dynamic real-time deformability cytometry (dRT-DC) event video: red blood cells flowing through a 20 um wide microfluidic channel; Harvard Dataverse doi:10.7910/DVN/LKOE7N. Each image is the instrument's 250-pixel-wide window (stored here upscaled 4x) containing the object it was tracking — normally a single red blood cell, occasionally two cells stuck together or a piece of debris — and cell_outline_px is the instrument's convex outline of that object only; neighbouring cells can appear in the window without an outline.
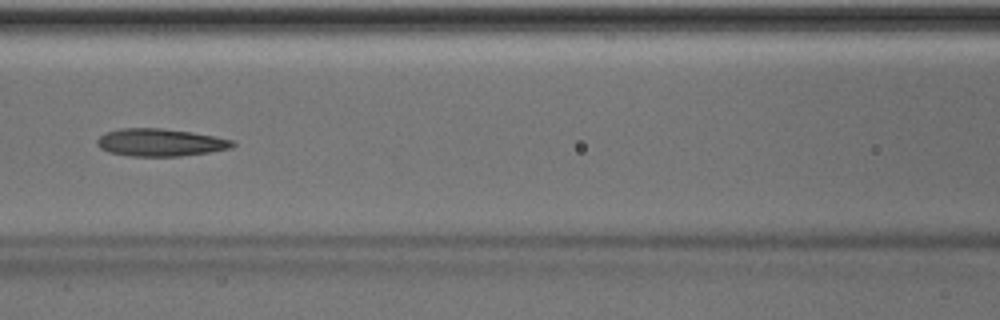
{"species": "Egyptian fruit bat (a non-hibernating species)", "species_latin": "Rousettus aegyptiacus", "temperature_condition": "room temperature", "stored_images_in_passage": 51, "camera_frame_rate_fps": 3000, "um_per_image_px": 0.085, "animal": {"sex": "male"}, "frame": {"image": 1, "passage_image": 22, "time_ms": 7.0, "image_size_px": [1000, 320], "cell_outline_px": [[236, 144], [232, 148], [208, 152], [180, 156], [132, 156], [108, 152], [100, 148], [96, 144], [96, 140], [104, 132], [120, 128], [160, 128], [192, 132], [216, 136], [232, 140]], "centroid_in_image_um": [13.6, 12.1], "position_along_channel_um": 153.0, "area_um2": 21.85}}
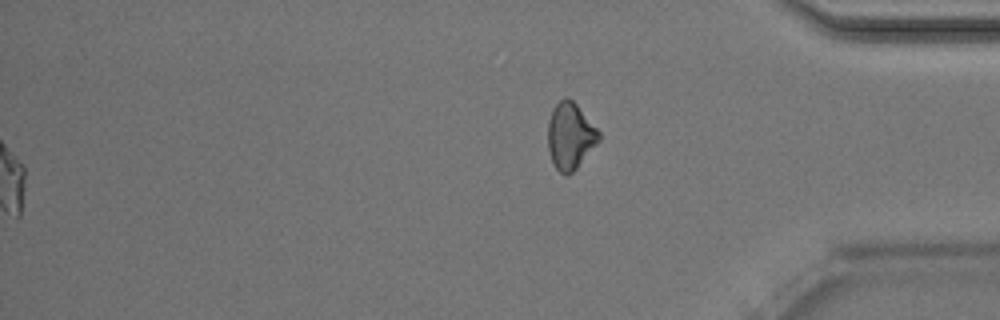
{"frame": {"image": 2, "passage_image": 51, "time_ms": 16.667, "image_size_px": [1000, 320], "cell_outline_px": [[600, 140], [576, 168], [568, 176], [564, 176], [556, 168], [548, 152], [548, 120], [552, 108], [564, 96], [568, 96], [576, 104], [600, 132]], "centroid_in_image_um": [48.45, 11.55], "position_along_channel_um": 386.8, "area_um2": 19.77}, "authors_computed_cell_mechanics": {"area_um2": 21.964, "velocity_mm_per_s": 4.0097, "shape_relaxation_time_tau1_ms": 7.0718, "shape_relaxation_time_tau2_ms": 3.1436, "deformation_change_tau1": 0.1689, "deformation_change_tau2": 0.1267}}